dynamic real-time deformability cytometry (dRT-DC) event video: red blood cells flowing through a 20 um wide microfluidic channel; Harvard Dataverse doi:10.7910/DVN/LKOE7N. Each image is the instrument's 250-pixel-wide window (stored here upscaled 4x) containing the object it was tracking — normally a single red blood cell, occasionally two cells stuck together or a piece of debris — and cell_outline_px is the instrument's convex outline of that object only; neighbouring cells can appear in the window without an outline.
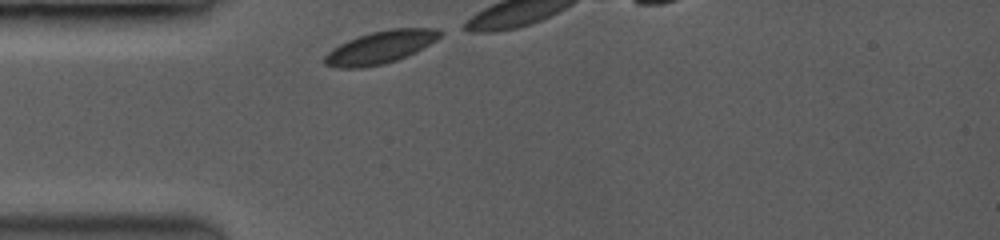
{"species": "common noctule bat (a hibernating species)", "species_latin": "Nyctalus noctula", "temperature_condition": "room temperature", "stored_images_in_passage": 4, "camera_frame_rate_fps": 3500, "um_per_image_px": 0.085, "animal": {"sex": "female", "body_mass_g": 19.0, "forearm_length_mm": 53.3}, "frame": {"image": 1, "passage_image": 1, "time_ms": 0.0, "image_size_px": [1000, 240], "cell_outline_px": [[444, 32], [436, 40], [396, 60], [384, 64], [360, 68], [336, 68], [324, 64], [324, 56], [332, 48], [348, 40], [372, 32], [388, 28], [440, 28]], "centroid_in_image_um": [32.3, 4.01], "position_along_channel_um": 52.7, "area_um2": 21.68}}